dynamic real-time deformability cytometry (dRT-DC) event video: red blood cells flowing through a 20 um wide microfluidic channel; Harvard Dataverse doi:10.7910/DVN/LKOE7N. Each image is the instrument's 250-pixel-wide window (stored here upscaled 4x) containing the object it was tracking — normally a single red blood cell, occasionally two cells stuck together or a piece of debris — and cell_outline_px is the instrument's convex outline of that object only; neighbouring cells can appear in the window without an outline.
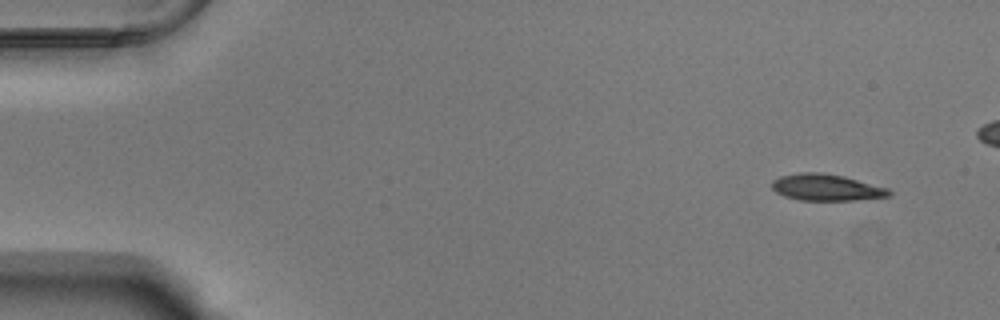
{"species": "Egyptian fruit bat (a non-hibernating species)", "species_latin": "Rousettus aegyptiacus", "temperature_condition": "warm", "stored_images_in_passage": 47, "camera_frame_rate_fps": 3000, "um_per_image_px": 0.085, "animal": {"sex": "male"}, "frame": {"image": 1, "passage_image": 1, "time_ms": 0.0, "image_size_px": [1000, 320], "cell_outline_px": [[892, 196], [852, 200], [800, 200], [784, 196], [776, 192], [772, 188], [772, 180], [780, 176], [796, 172], [824, 172], [844, 176], [888, 188], [892, 192]], "centroid_in_image_um": [70.23, 15.92], "position_along_channel_um": 14.8, "area_um2": 18.26}}
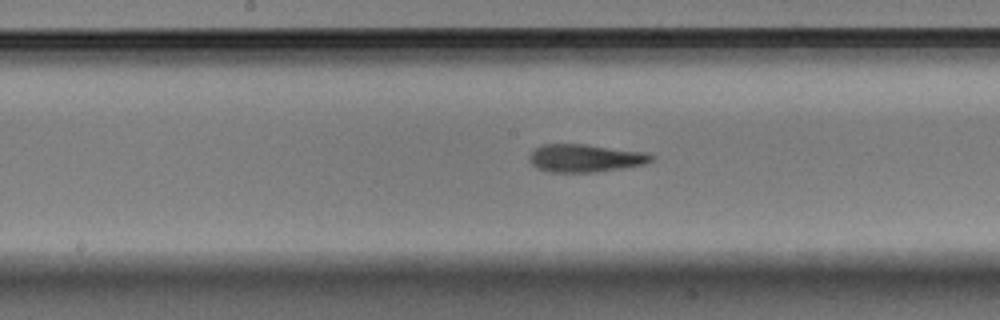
{"frame": {"image": 2, "passage_image": 25, "time_ms": 8.0, "image_size_px": [1000, 320], "cell_outline_px": [[656, 156], [652, 160], [644, 164], [624, 168], [596, 172], [548, 172], [536, 168], [528, 160], [528, 156], [536, 148], [544, 144], [584, 144], [648, 152]], "centroid_in_image_um": [49.76, 13.44], "position_along_channel_um": 198.4, "area_um2": 20.0}}
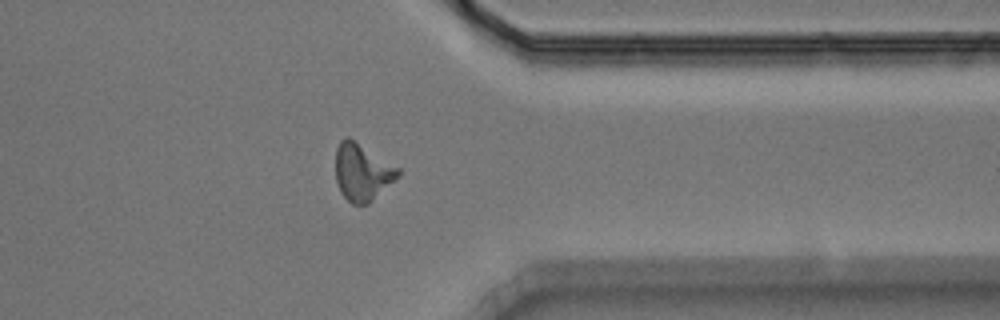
{"frame": {"image": 3, "passage_image": 40, "time_ms": 13.0, "image_size_px": [1000, 320], "cell_outline_px": [[400, 176], [368, 204], [352, 204], [340, 192], [336, 180], [336, 148], [340, 140], [348, 136], [400, 168]], "centroid_in_image_um": [30.79, 14.62], "position_along_channel_um": 380.6, "area_um2": 20.81}}